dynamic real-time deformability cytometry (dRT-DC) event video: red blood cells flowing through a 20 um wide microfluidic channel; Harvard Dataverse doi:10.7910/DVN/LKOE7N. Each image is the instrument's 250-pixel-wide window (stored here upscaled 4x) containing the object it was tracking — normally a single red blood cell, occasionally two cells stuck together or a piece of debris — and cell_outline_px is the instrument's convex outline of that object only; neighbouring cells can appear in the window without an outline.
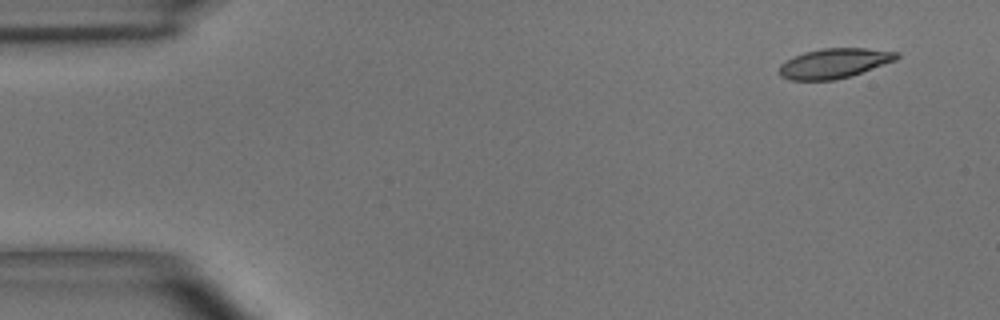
{"species": "common noctule bat (a hibernating species)", "species_latin": "Nyctalus noctula", "temperature_condition": "room temperature", "stored_images_in_passage": 4, "camera_frame_rate_fps": 3000, "um_per_image_px": 0.085, "animal": {"sex": "male", "body_mass_g": 15.6}, "frame": {"image": 1, "passage_image": 1, "time_ms": 0.0, "image_size_px": [1000, 320], "cell_outline_px": [[900, 56], [896, 60], [852, 76], [836, 80], [788, 80], [780, 76], [776, 72], [780, 64], [804, 52], [820, 48], [864, 48], [900, 52]], "centroid_in_image_um": [70.9, 5.39], "position_along_channel_um": 14.1, "area_um2": 20.63}}
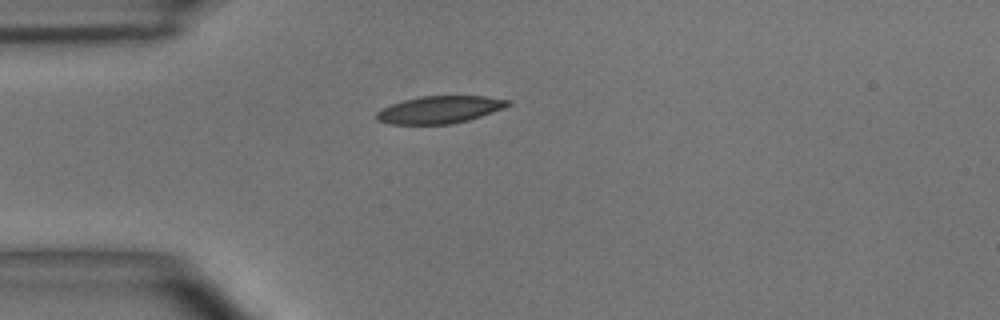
{"frame": {"image": 2, "passage_image": 4, "time_ms": 3.333, "image_size_px": [1000, 320], "cell_outline_px": [[512, 104], [504, 108], [468, 120], [452, 124], [388, 124], [376, 120], [376, 112], [392, 104], [404, 100], [420, 96], [484, 96], [512, 100]], "centroid_in_image_um": [37.39, 9.32], "position_along_channel_um": 47.6, "area_um2": 20.92}}